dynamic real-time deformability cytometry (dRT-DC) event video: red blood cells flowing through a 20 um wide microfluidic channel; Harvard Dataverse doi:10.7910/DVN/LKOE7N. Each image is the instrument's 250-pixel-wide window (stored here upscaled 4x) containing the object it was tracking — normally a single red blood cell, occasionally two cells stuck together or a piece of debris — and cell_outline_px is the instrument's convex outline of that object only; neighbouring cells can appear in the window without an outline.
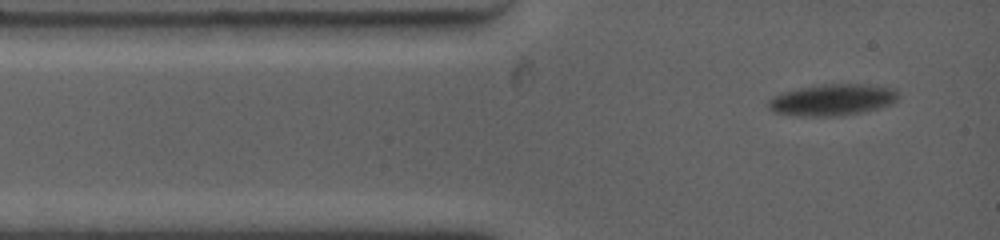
{"species": "common noctule bat (a hibernating species)", "species_latin": "Nyctalus noctula", "temperature_condition": "warm", "stored_images_in_passage": 3, "camera_frame_rate_fps": 4500, "um_per_image_px": 0.085, "animal": {"sex": "female", "body_mass_g": 19.0, "forearm_length_mm": 53.3}, "frame": {"image": 1, "passage_image": 1, "time_ms": 0.0, "image_size_px": [1000, 240], "cell_outline_px": [[900, 96], [892, 104], [860, 112], [836, 116], [796, 116], [772, 112], [768, 108], [768, 100], [772, 96], [780, 92], [800, 88], [824, 84], [872, 84], [896, 88]], "centroid_in_image_um": [70.74, 8.47], "position_along_channel_um": 14.3, "area_um2": 24.1}}
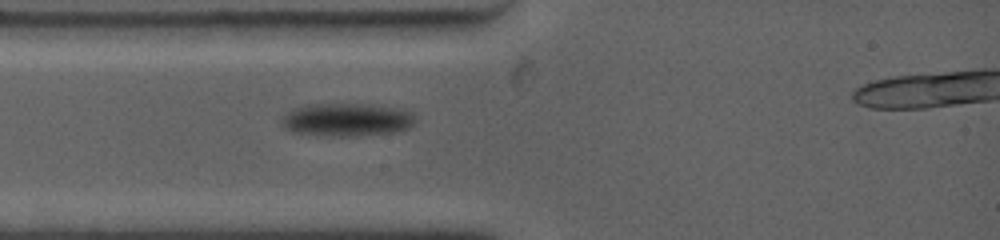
{"frame": {"image": 2, "passage_image": 3, "time_ms": 2.0, "image_size_px": [1000, 240], "cell_outline_px": [[412, 124], [408, 128], [392, 132], [356, 136], [324, 136], [292, 132], [284, 128], [280, 124], [280, 116], [292, 108], [308, 104], [372, 104], [404, 108], [412, 112]], "centroid_in_image_um": [29.39, 10.16], "position_along_channel_um": 55.6, "area_um2": 26.18}}